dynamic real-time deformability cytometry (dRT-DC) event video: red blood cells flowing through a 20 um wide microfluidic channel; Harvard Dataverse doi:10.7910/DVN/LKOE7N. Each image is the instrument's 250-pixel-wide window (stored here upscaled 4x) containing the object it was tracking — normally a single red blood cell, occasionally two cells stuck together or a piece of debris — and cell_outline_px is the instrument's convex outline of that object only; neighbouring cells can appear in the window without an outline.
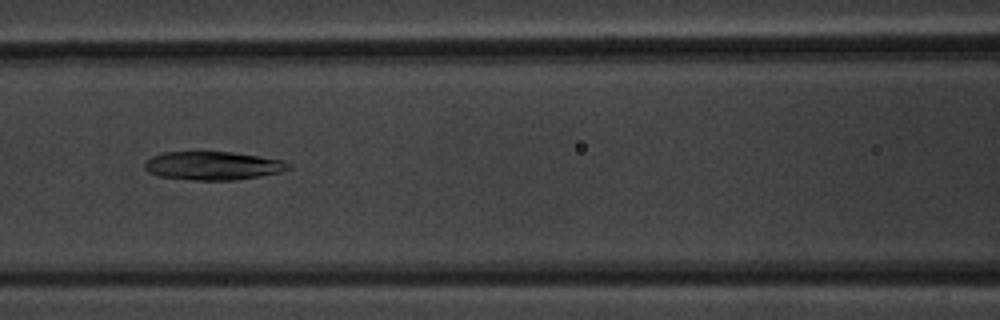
{"species": "common noctule bat (a hibernating species)", "species_latin": "Nyctalus noctula", "temperature_condition": "warm", "stored_images_in_passage": 59, "camera_frame_rate_fps": 3000, "um_per_image_px": 0.085, "animal": {"sex": "male", "body_mass_g": 20.1, "forearm_length_mm": 53.5}, "frame": {"image": 1, "passage_image": 26, "time_ms": 8.333, "image_size_px": [1000, 320], "cell_outline_px": [[292, 168], [280, 172], [260, 176], [236, 180], [192, 180], [160, 176], [148, 172], [144, 168], [144, 164], [152, 156], [164, 152], [232, 152], [260, 156], [284, 160], [292, 164]], "centroid_in_image_um": [18.14, 14.08], "position_along_channel_um": 148.5, "area_um2": 23.93}}
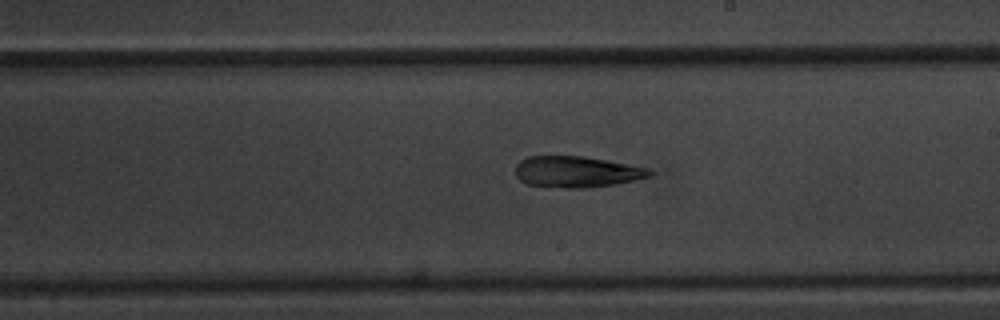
{"frame": {"image": 2, "passage_image": 34, "time_ms": 11.0, "image_size_px": [1000, 320], "cell_outline_px": [[652, 176], [636, 180], [588, 188], [564, 188], [528, 184], [520, 180], [516, 176], [516, 164], [520, 160], [528, 156], [584, 156], [628, 164], [648, 168], [652, 172]], "centroid_in_image_um": [49.01, 14.6], "position_along_channel_um": 240.0, "area_um2": 24.33}}
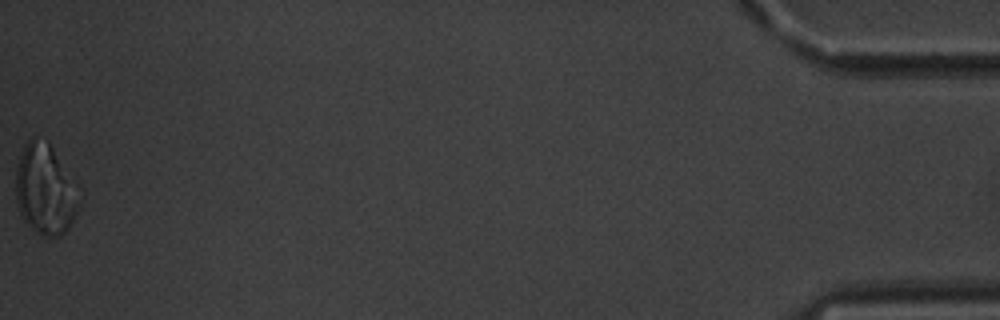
{"frame": {"image": 3, "passage_image": 59, "time_ms": 19.333, "image_size_px": [1000, 320], "cell_outline_px": [[80, 208], [68, 228], [60, 236], [44, 236], [36, 232], [24, 220], [20, 212], [16, 200], [16, 168], [24, 144], [32, 136], [48, 140], [80, 204]], "centroid_in_image_um": [3.76, 16.14], "position_along_channel_um": 431.4, "area_um2": 32.08}, "authors_computed_cell_mechanics": {"area_um2": 26.877, "velocity_mm_per_s": 3.439, "shape_relaxation_time_tau1_ms": 7.5561, "shape_relaxation_time_tau2_ms": 6.1112, "deformation_change_tau1": 0.1443, "deformation_change_tau2": 0.1502}}